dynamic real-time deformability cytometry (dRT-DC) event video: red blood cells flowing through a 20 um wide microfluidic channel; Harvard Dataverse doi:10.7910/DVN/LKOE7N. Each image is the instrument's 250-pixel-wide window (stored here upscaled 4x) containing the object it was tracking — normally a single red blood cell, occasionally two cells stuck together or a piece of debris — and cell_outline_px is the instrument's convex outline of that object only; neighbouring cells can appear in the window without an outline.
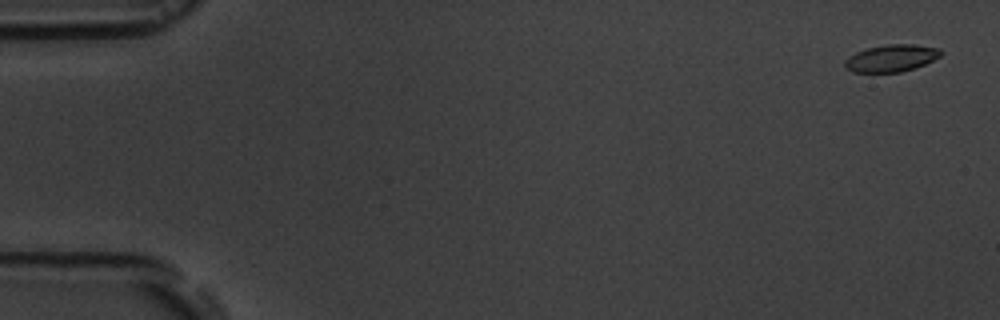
{"species": "common noctule bat (a hibernating species)", "species_latin": "Nyctalus noctula", "temperature_condition": "room temperature", "stored_images_in_passage": 9, "camera_frame_rate_fps": 3000, "um_per_image_px": 0.085, "animal": {"sex": "male", "body_mass_g": 19.5, "forearm_length_mm": 54.6}, "frame": {"image": 1, "passage_image": 1, "time_ms": 0.0, "image_size_px": [1000, 320], "cell_outline_px": [[940, 56], [924, 64], [900, 72], [852, 72], [844, 68], [844, 60], [848, 56], [856, 52], [868, 48], [888, 44], [912, 44], [940, 48]], "centroid_in_image_um": [75.7, 4.94], "position_along_channel_um": 9.3, "area_um2": 15.03}}
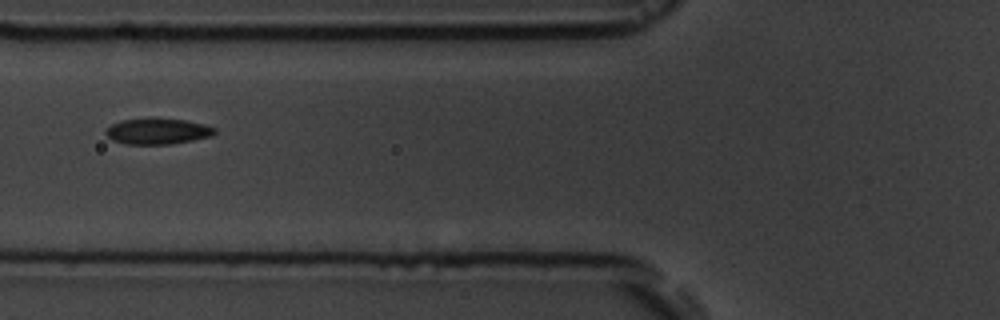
{"frame": {"image": 2, "passage_image": 7, "time_ms": 6.667, "image_size_px": [1000, 320], "cell_outline_px": [[216, 132], [212, 136], [172, 144], [124, 144], [112, 140], [104, 132], [112, 124], [120, 120], [148, 116], [156, 116], [184, 120], [204, 124], [216, 128]], "centroid_in_image_um": [13.38, 11.12], "position_along_channel_um": 112.4, "area_um2": 16.99}}
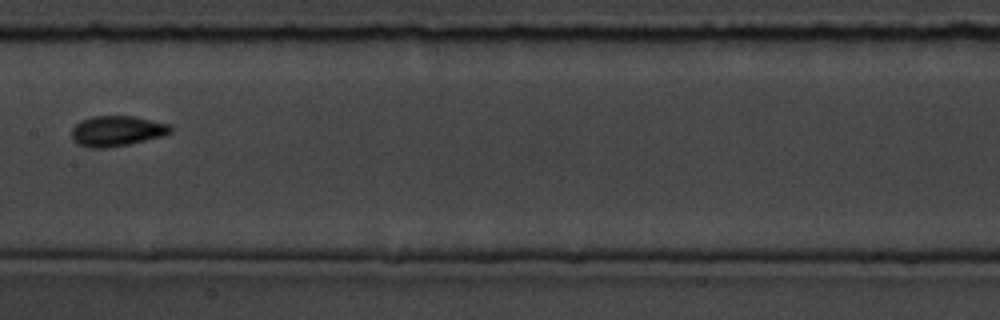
{"frame": {"image": 3, "passage_image": 9, "time_ms": 9.0, "image_size_px": [1000, 320], "cell_outline_px": [[172, 132], [160, 136], [128, 144], [108, 148], [92, 148], [80, 144], [72, 140], [72, 128], [80, 120], [92, 116], [132, 116], [168, 124], [172, 128]], "centroid_in_image_um": [9.89, 11.13], "position_along_channel_um": 197.5, "area_um2": 17.28}}